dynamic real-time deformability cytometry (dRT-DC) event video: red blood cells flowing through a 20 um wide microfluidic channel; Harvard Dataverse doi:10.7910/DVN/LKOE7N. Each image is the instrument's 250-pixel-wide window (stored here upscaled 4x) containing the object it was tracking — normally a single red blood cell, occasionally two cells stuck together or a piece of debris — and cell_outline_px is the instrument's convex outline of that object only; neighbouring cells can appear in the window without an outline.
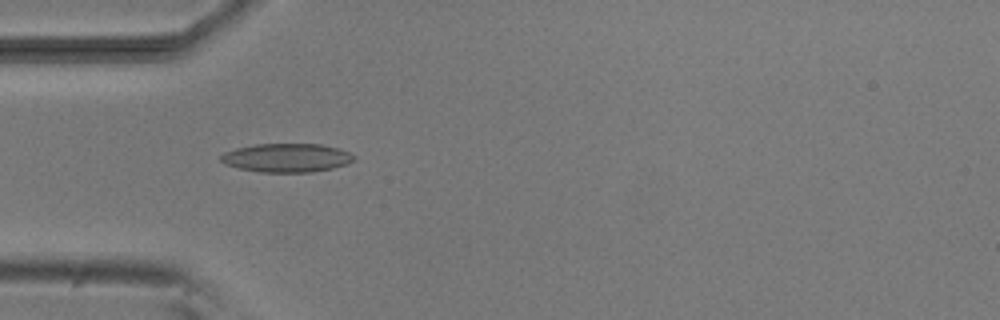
{"species": "common noctule bat (a hibernating species)", "species_latin": "Nyctalus noctula", "temperature_condition": "room temperature", "stored_images_in_passage": 8, "camera_frame_rate_fps": 3000, "um_per_image_px": 0.085, "animal": {"sex": "male", "body_mass_g": 20.5, "forearm_length_mm": 52.5}, "frame": {"image": 1, "passage_image": 4, "time_ms": 3.333, "image_size_px": [1000, 320], "cell_outline_px": [[356, 156], [348, 164], [332, 168], [312, 172], [260, 172], [240, 168], [224, 164], [220, 160], [220, 156], [224, 152], [236, 148], [256, 144], [320, 144], [336, 148], [348, 152]], "centroid_in_image_um": [24.35, 13.41], "position_along_channel_um": 60.7, "area_um2": 22.14}}
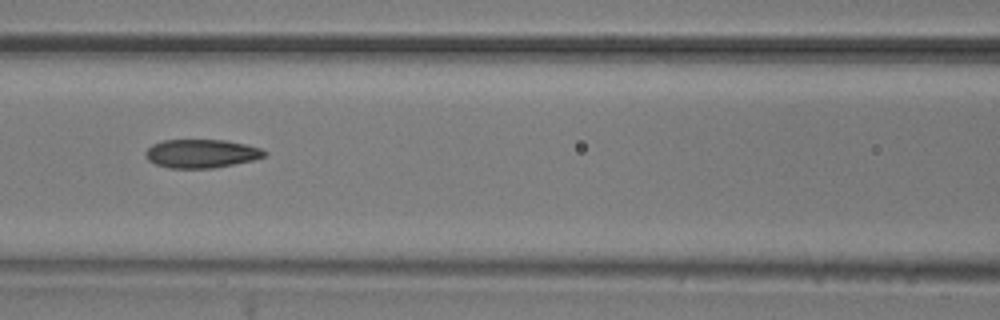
{"frame": {"image": 2, "passage_image": 6, "time_ms": 5.667, "image_size_px": [1000, 320], "cell_outline_px": [[268, 152], [264, 156], [252, 160], [212, 168], [168, 168], [156, 164], [148, 160], [144, 156], [144, 152], [152, 144], [164, 140], [228, 140], [260, 148]], "centroid_in_image_um": [17.07, 13.05], "position_along_channel_um": 149.5, "area_um2": 19.71}}
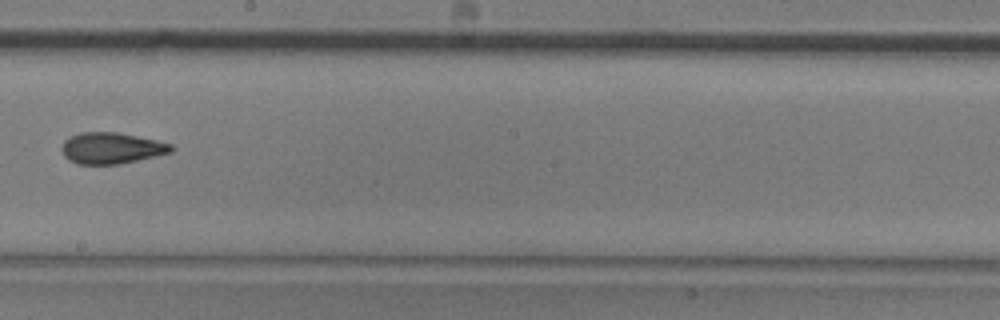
{"frame": {"image": 3, "passage_image": 8, "time_ms": 8.0, "image_size_px": [1000, 320], "cell_outline_px": [[176, 148], [172, 152], [120, 164], [76, 164], [68, 160], [64, 156], [60, 148], [64, 140], [80, 132], [116, 132], [156, 140], [172, 144]], "centroid_in_image_um": [9.46, 12.59], "position_along_channel_um": 238.7, "area_um2": 20.0}}